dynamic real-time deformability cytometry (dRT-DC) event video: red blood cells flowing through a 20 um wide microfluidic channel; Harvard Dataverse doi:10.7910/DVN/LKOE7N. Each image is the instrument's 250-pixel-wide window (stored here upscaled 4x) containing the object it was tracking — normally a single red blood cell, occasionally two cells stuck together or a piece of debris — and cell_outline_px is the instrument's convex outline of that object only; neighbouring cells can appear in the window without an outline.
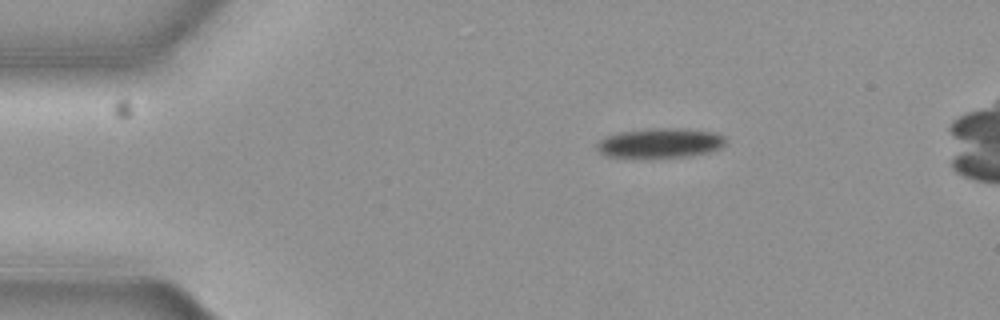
{"species": "common noctule bat (a hibernating species)", "species_latin": "Nyctalus noctula", "temperature_condition": "cold", "stored_images_in_passage": 47, "camera_frame_rate_fps": 3000, "um_per_image_px": 0.085, "animal": {"sex": "female", "body_mass_g": 19.3, "forearm_length_mm": 54.1}, "frame": {"image": 1, "passage_image": 1, "time_ms": 0.0, "image_size_px": [1000, 320], "cell_outline_px": [[728, 140], [720, 148], [708, 152], [688, 156], [604, 156], [596, 148], [596, 144], [600, 140], [608, 136], [620, 132], [652, 128], [684, 128], [716, 132], [724, 136]], "centroid_in_image_um": [56.17, 12.13], "position_along_channel_um": 28.8, "area_um2": 21.91}}
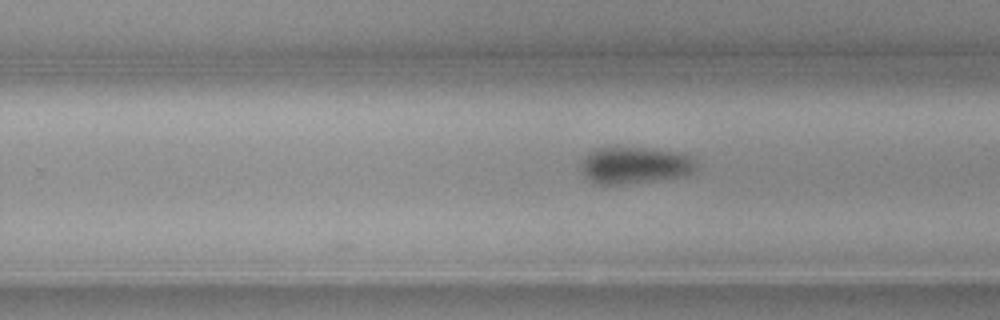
{"frame": {"image": 2, "passage_image": 26, "time_ms": 8.333, "image_size_px": [1000, 320], "cell_outline_px": [[700, 168], [684, 176], [620, 184], [600, 184], [592, 180], [584, 172], [584, 156], [596, 148], [644, 148], [684, 152], [692, 156], [696, 160]], "centroid_in_image_um": [54.11, 14.02], "position_along_channel_um": 275.7, "area_um2": 24.33}}
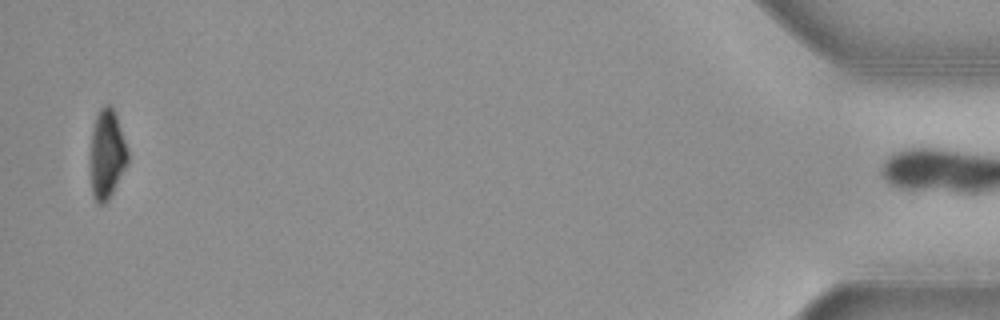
{"frame": {"image": 3, "passage_image": 46, "time_ms": 15.0, "image_size_px": [1000, 320], "cell_outline_px": [[128, 164], [108, 200], [104, 204], [100, 204], [96, 200], [92, 192], [92, 128], [96, 116], [100, 108], [104, 104], [108, 104], [116, 112], [128, 148]], "centroid_in_image_um": [9.13, 13.05], "position_along_channel_um": 426.1, "area_um2": 19.19}, "authors_computed_cell_mechanics": {"area_um2": 23.409, "velocity_mm_per_s": 3.6753, "shape_relaxation_time_tau1_ms": 2.0596, "shape_relaxation_time_tau2_ms": null, "deformation_change_tau1": 0.099, "deformation_change_tau2": null}}